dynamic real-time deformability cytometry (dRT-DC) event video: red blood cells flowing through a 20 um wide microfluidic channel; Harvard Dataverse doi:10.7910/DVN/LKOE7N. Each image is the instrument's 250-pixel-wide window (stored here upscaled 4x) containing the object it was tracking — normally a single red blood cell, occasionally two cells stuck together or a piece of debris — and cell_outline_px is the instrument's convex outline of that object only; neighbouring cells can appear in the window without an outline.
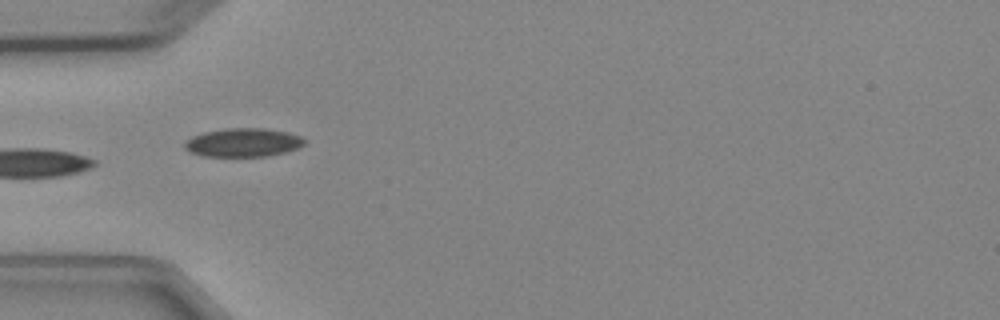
{"species": "Egyptian fruit bat (a non-hibernating species)", "species_latin": "Rousettus aegyptiacus", "temperature_condition": "cold", "stored_images_in_passage": 7, "camera_frame_rate_fps": 3000, "um_per_image_px": 0.085, "animal": {"sex": "female"}, "frame": {"image": 1, "passage_image": 5, "time_ms": 5.667, "image_size_px": [1000, 320], "cell_outline_px": [[304, 144], [296, 148], [284, 152], [264, 156], [204, 156], [192, 152], [184, 148], [184, 144], [192, 136], [204, 132], [224, 128], [264, 128], [288, 132], [300, 136], [304, 140]], "centroid_in_image_um": [20.65, 12.1], "position_along_channel_um": 64.4, "area_um2": 19.71}}